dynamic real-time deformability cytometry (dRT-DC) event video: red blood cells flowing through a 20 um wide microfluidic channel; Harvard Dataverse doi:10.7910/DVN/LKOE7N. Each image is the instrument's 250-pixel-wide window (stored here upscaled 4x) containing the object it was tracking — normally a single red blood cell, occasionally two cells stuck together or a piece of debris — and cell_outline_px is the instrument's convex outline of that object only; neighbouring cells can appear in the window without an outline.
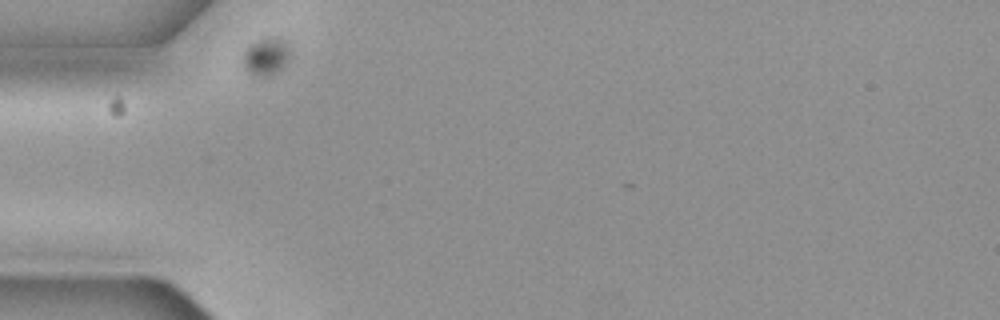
{"species": "common noctule bat (a hibernating species)", "species_latin": "Nyctalus noctula", "temperature_condition": "cold", "stored_images_in_passage": 2, "camera_frame_rate_fps": 3000, "um_per_image_px": 0.085, "animal": {"sex": "female", "body_mass_g": 19.3, "forearm_length_mm": 54.1}, "frame": {"image": 1, "passage_image": 1, "time_ms": 0.0, "image_size_px": [1000, 320], "cell_outline_px": [[292, 52], [284, 68], [280, 72], [264, 80], [248, 76], [240, 60], [244, 48], [252, 40], [264, 36], [280, 36], [288, 44]], "centroid_in_image_um": [22.57, 4.83], "position_along_channel_um": 62.4, "area_um2": 11.96}}